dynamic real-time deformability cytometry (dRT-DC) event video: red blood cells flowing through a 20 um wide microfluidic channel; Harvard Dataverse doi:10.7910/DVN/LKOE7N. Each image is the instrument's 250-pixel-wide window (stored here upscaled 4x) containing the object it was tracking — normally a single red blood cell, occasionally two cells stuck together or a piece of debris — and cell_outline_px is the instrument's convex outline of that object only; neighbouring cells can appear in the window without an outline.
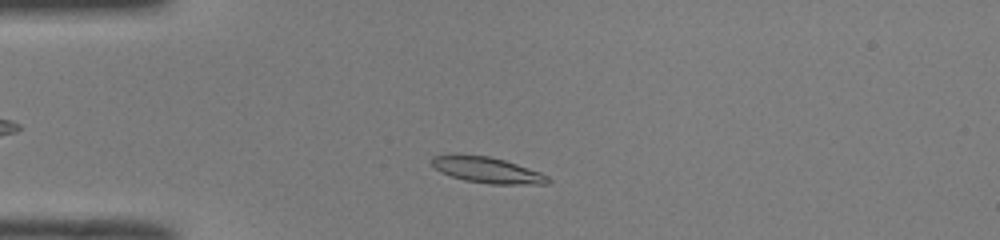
{"species": "common noctule bat (a hibernating species)", "species_latin": "Nyctalus noctula", "temperature_condition": "room temperature", "stored_images_in_passage": 43, "camera_frame_rate_fps": 3000, "um_per_image_px": 0.085, "animal": {"sex": "male", "body_mass_g": 19.0, "forearm_length_mm": 50.8}, "frame": {"image": 1, "passage_image": 6, "time_ms": 1.667, "image_size_px": [1000, 240], "cell_outline_px": [[552, 180], [548, 184], [488, 184], [464, 180], [440, 172], [432, 164], [432, 156], [488, 156], [504, 160], [540, 172], [548, 176]], "centroid_in_image_um": [41.49, 14.49], "position_along_channel_um": 43.5, "area_um2": 17.05}}
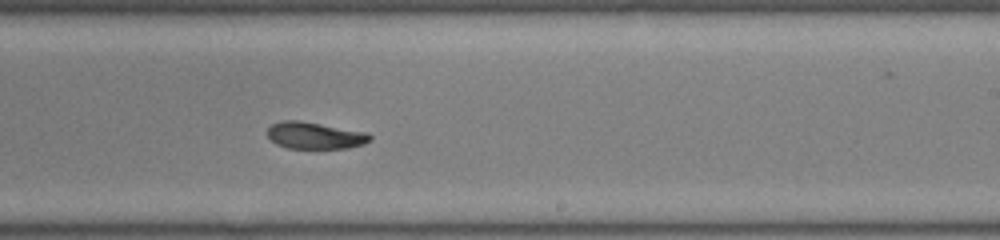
{"frame": {"image": 2, "passage_image": 24, "time_ms": 7.667, "image_size_px": [1000, 240], "cell_outline_px": [[372, 140], [364, 144], [348, 148], [288, 148], [276, 144], [268, 136], [268, 128], [272, 124], [280, 120], [300, 120], [368, 132], [372, 136]], "centroid_in_image_um": [26.79, 11.51], "position_along_channel_um": 262.2, "area_um2": 16.18}}
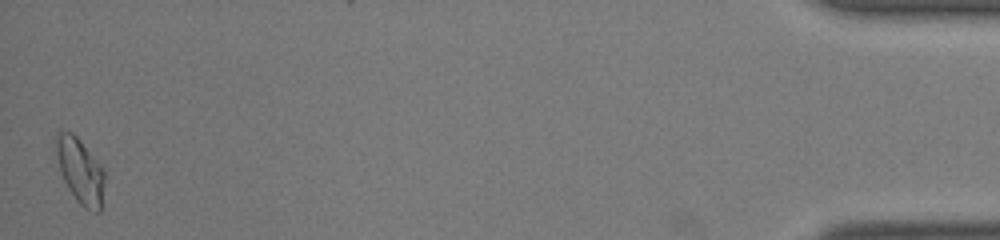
{"frame": {"image": 3, "passage_image": 43, "time_ms": 14.0, "image_size_px": [1000, 240], "cell_outline_px": [[104, 180], [100, 212], [92, 212], [84, 208], [76, 200], [68, 188], [60, 172], [52, 148], [56, 132], [72, 132], [80, 140], [104, 172]], "centroid_in_image_um": [6.74, 14.5], "position_along_channel_um": 428.5, "area_um2": 18.5}, "authors_computed_cell_mechanics": {"area_um2": 16.8198, "velocity_mm_per_s": 4.0277, "shape_relaxation_time_tau1_ms": 5.32, "shape_relaxation_time_tau2_ms": 2.2839, "deformation_change_tau1": 0.206, "deformation_change_tau2": 0.0759}}